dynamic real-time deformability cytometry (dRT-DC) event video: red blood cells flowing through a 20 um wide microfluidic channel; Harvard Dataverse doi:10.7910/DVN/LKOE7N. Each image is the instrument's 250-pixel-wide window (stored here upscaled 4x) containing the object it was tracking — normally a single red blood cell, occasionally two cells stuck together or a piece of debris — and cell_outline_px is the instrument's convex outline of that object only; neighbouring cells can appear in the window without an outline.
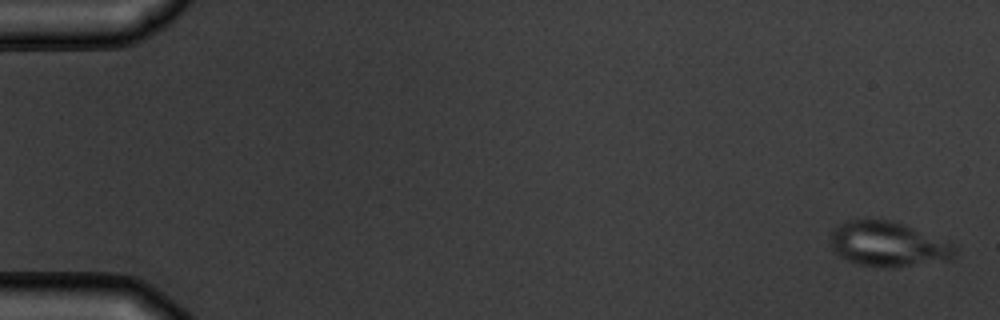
{"species": "common noctule bat (a hibernating species)", "species_latin": "Nyctalus noctula", "temperature_condition": "warm", "stored_images_in_passage": 9, "camera_frame_rate_fps": 3000, "um_per_image_px": 0.085, "animal": {"sex": "male", "body_mass_g": 19.5, "forearm_length_mm": 54.6}, "frame": {"image": 1, "passage_image": 1, "time_ms": 0.0, "image_size_px": [1000, 320], "cell_outline_px": [[956, 252], [948, 260], [892, 268], [884, 268], [856, 264], [840, 256], [832, 248], [832, 228], [848, 220], [888, 220], [904, 224], [952, 240], [956, 244]], "centroid_in_image_um": [75.56, 20.75], "position_along_channel_um": 9.4, "area_um2": 32.95}}